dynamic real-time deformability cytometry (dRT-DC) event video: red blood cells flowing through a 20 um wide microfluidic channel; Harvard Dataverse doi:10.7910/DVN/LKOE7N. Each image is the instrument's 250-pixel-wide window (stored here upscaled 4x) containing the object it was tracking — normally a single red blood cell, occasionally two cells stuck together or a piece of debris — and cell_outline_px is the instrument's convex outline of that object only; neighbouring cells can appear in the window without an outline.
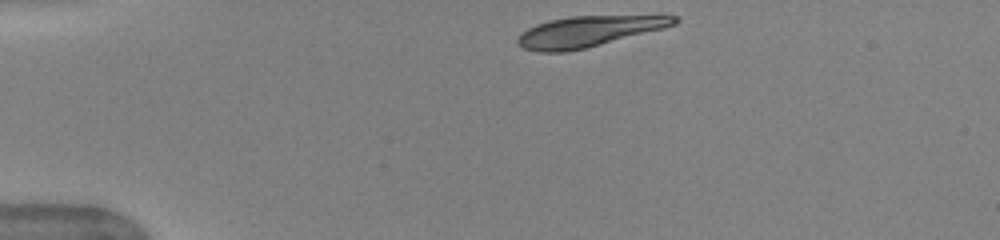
{"species": "human", "species_latin": "Homo sapiens", "temperature_condition": "warm", "stored_images_in_passage": 41, "camera_frame_rate_fps": 3000, "um_per_image_px": 0.085, "donor": {"sex": "female"}, "frame": {"image": 1, "passage_image": 1, "time_ms": 0.0, "image_size_px": [1000, 240], "cell_outline_px": [[680, 20], [676, 24], [664, 28], [584, 48], [564, 52], [536, 52], [524, 48], [516, 44], [516, 40], [528, 28], [536, 24], [548, 20], [572, 16], [676, 16]], "centroid_in_image_um": [49.98, 2.67], "position_along_channel_um": 35.0, "area_um2": 27.57}}
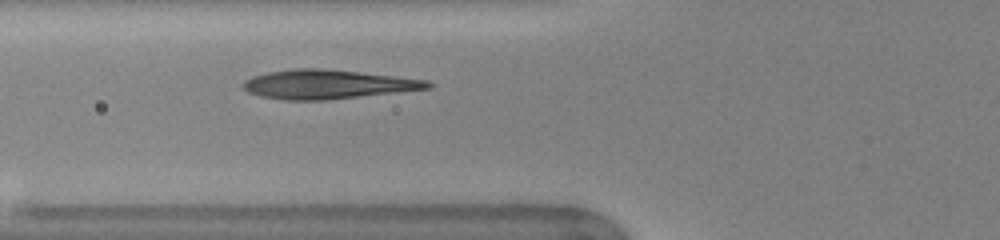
{"frame": {"image": 2, "passage_image": 10, "time_ms": 3.0, "image_size_px": [1000, 240], "cell_outline_px": [[432, 88], [324, 100], [288, 100], [264, 96], [248, 92], [244, 88], [244, 80], [252, 76], [268, 72], [292, 68], [320, 68], [428, 80], [432, 84]], "centroid_in_image_um": [27.83, 7.16], "position_along_channel_um": 98.0, "area_um2": 30.75}}
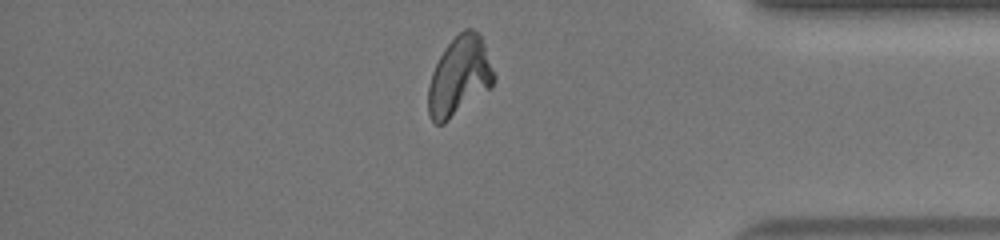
{"frame": {"image": 3, "passage_image": 34, "time_ms": 11.0, "image_size_px": [1000, 240], "cell_outline_px": [[496, 80], [492, 88], [444, 124], [436, 124], [428, 116], [428, 84], [432, 72], [444, 48], [464, 28], [472, 28], [480, 36], [484, 44], [496, 76]], "centroid_in_image_um": [39.06, 6.52], "position_along_channel_um": 396.1, "area_um2": 30.52}}